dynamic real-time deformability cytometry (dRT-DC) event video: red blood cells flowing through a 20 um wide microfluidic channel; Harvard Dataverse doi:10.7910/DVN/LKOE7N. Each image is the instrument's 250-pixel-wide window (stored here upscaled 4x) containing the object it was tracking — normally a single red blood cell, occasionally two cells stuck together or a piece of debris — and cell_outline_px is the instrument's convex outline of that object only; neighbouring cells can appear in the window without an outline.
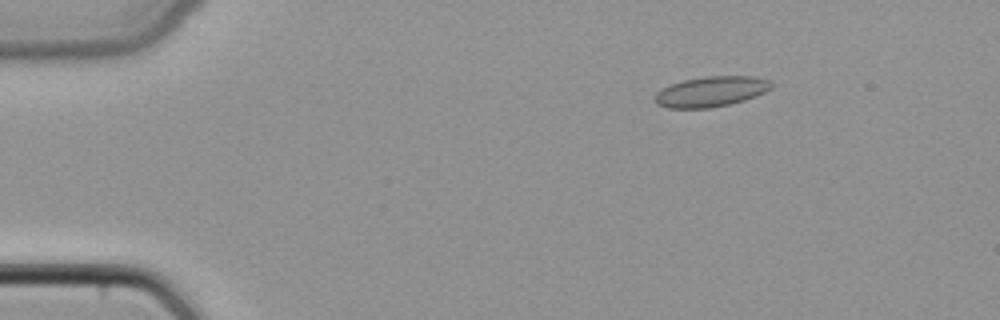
{"species": "common noctule bat (a hibernating species)", "species_latin": "Nyctalus noctula", "temperature_condition": "cold", "stored_images_in_passage": 49, "camera_frame_rate_fps": 3000, "um_per_image_px": 0.085, "animal": {"sex": "female", "body_mass_g": 22.7, "forearm_length_mm": 54.2}, "frame": {"image": 1, "passage_image": 8, "time_ms": 2.333, "image_size_px": [1000, 320], "cell_outline_px": [[772, 88], [756, 96], [744, 100], [712, 108], [668, 108], [656, 104], [652, 100], [656, 92], [672, 84], [684, 80], [704, 76], [756, 76], [772, 80]], "centroid_in_image_um": [60.44, 7.78], "position_along_channel_um": 24.6, "area_um2": 20.75}}
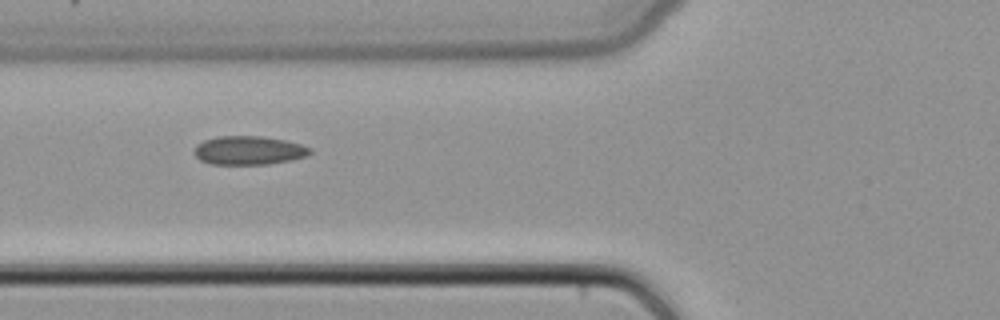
{"frame": {"image": 2, "passage_image": 19, "time_ms": 6.0, "image_size_px": [1000, 320], "cell_outline_px": [[312, 152], [308, 156], [292, 160], [268, 164], [208, 164], [200, 160], [192, 152], [196, 144], [204, 140], [216, 136], [260, 136], [284, 140], [300, 144], [312, 148]], "centroid_in_image_um": [21.13, 12.78], "position_along_channel_um": 104.7, "area_um2": 19.59}}
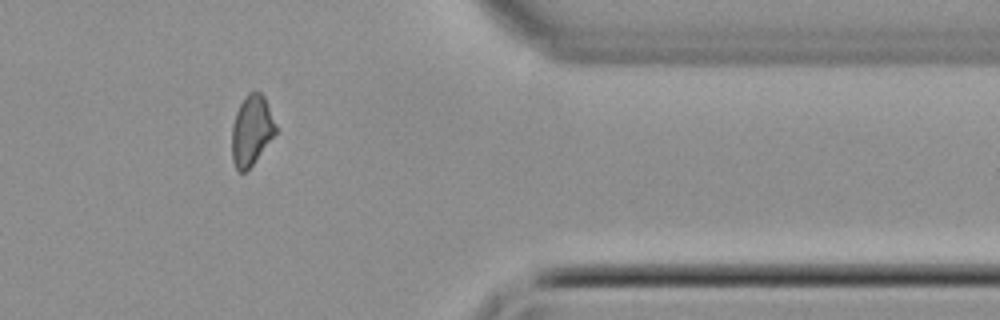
{"frame": {"image": 3, "passage_image": 40, "time_ms": 13.0, "image_size_px": [1000, 320], "cell_outline_px": [[276, 132], [252, 164], [244, 172], [236, 172], [232, 160], [232, 124], [236, 112], [240, 104], [248, 92], [260, 92], [264, 96], [276, 124]], "centroid_in_image_um": [21.35, 11.08], "position_along_channel_um": 390.0, "area_um2": 17.69}}